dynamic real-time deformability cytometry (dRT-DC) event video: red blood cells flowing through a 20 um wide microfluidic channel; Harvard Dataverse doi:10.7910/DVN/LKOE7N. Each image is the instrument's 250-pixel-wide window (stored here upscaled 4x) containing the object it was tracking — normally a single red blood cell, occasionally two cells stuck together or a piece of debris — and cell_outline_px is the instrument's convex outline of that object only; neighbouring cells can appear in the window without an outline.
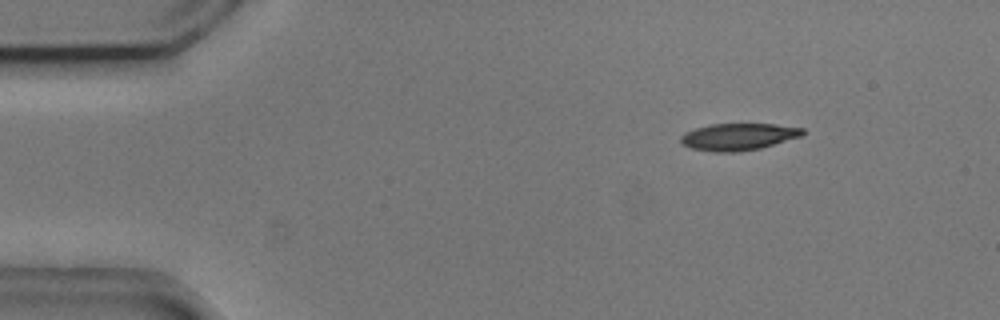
{"species": "common noctule bat (a hibernating species)", "species_latin": "Nyctalus noctula", "temperature_condition": "cold", "stored_images_in_passage": 48, "camera_frame_rate_fps": 3000, "um_per_image_px": 0.085, "animal": {"sex": "male", "body_mass_g": 20.5, "forearm_length_mm": 52.5}, "frame": {"image": 1, "passage_image": 1, "time_ms": 0.0, "image_size_px": [1000, 320], "cell_outline_px": [[804, 132], [800, 136], [760, 148], [736, 152], [712, 152], [692, 148], [684, 144], [680, 140], [680, 136], [684, 132], [696, 128], [712, 124], [776, 124], [804, 128]], "centroid_in_image_um": [62.74, 11.62], "position_along_channel_um": 22.3, "area_um2": 18.96}}
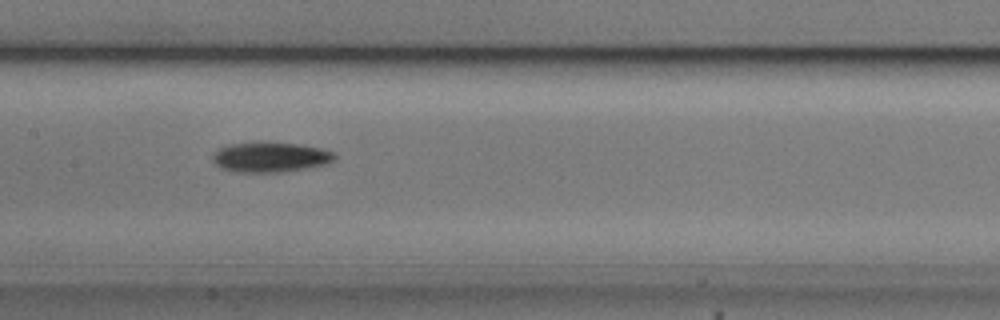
{"frame": {"image": 2, "passage_image": 20, "time_ms": 6.333, "image_size_px": [1000, 320], "cell_outline_px": [[336, 160], [328, 164], [280, 172], [232, 172], [220, 168], [212, 160], [212, 156], [220, 148], [232, 144], [264, 140], [296, 144], [320, 148], [336, 152]], "centroid_in_image_um": [23.0, 13.34], "position_along_channel_um": 184.4, "area_um2": 21.73}}
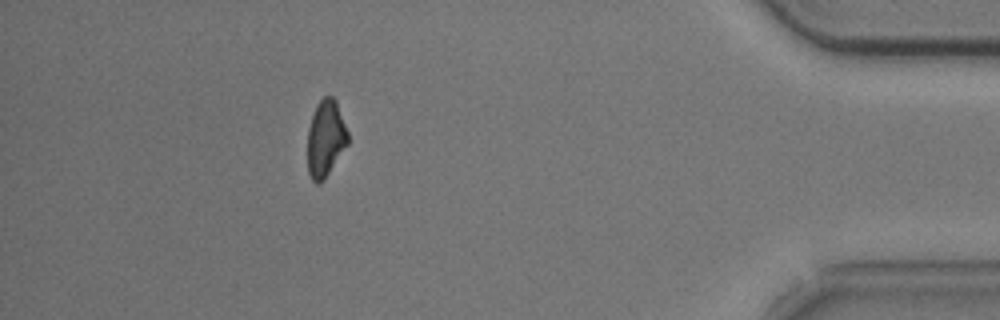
{"frame": {"image": 3, "passage_image": 42, "time_ms": 13.667, "image_size_px": [1000, 320], "cell_outline_px": [[348, 144], [324, 180], [320, 184], [316, 184], [312, 180], [308, 172], [308, 128], [316, 104], [324, 96], [332, 96], [336, 100], [348, 132]], "centroid_in_image_um": [27.68, 11.78], "position_along_channel_um": 407.5, "area_um2": 18.09}, "authors_computed_cell_mechanics": {"area_um2": 19.6231, "velocity_mm_per_s": 3.7461, "shape_relaxation_time_tau1_ms": 1.8906, "shape_relaxation_time_tau2_ms": null, "deformation_change_tau1": 0.1081, "deformation_change_tau2": null}}